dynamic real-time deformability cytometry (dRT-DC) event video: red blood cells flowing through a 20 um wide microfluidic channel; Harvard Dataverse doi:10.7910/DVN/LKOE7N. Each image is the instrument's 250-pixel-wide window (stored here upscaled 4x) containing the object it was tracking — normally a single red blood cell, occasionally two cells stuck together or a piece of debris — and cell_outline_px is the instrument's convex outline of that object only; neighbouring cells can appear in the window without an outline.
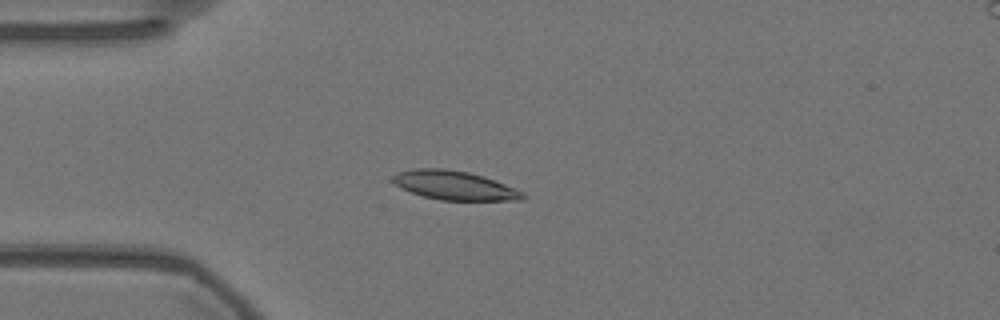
{"species": "Egyptian fruit bat (a non-hibernating species)", "species_latin": "Rousettus aegyptiacus", "temperature_condition": "warm", "stored_images_in_passage": 53, "camera_frame_rate_fps": 3000, "um_per_image_px": 0.085, "animal": {"sex": "female"}, "frame": {"image": 1, "passage_image": 11, "time_ms": 3.333, "image_size_px": [1000, 320], "cell_outline_px": [[528, 196], [520, 200], [440, 200], [424, 196], [400, 188], [392, 180], [392, 176], [396, 172], [412, 168], [444, 168], [468, 172], [484, 176], [516, 188], [524, 192]], "centroid_in_image_um": [38.63, 15.75], "position_along_channel_um": 46.4, "area_um2": 22.08}}
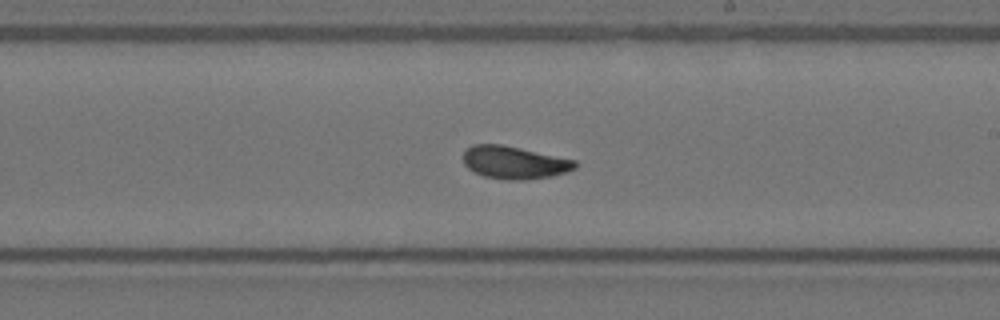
{"frame": {"image": 2, "passage_image": 29, "time_ms": 9.333, "image_size_px": [1000, 320], "cell_outline_px": [[576, 168], [552, 176], [524, 180], [504, 180], [484, 176], [468, 168], [464, 164], [464, 152], [472, 144], [500, 144], [520, 148], [576, 160]], "centroid_in_image_um": [43.71, 13.81], "position_along_channel_um": 245.3, "area_um2": 21.15}}
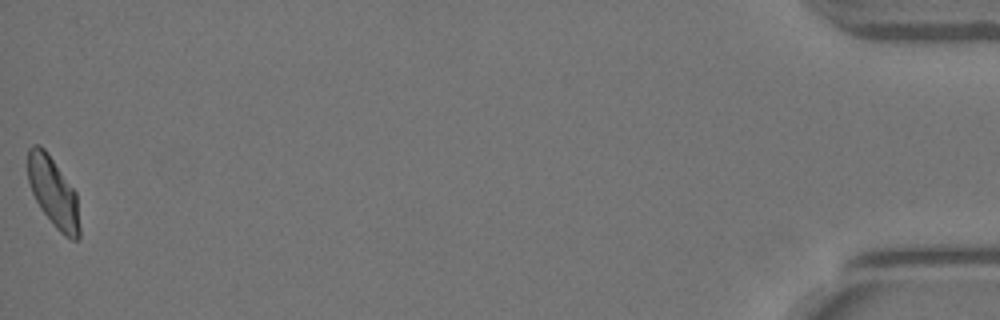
{"frame": {"image": 3, "passage_image": 53, "time_ms": 17.333, "image_size_px": [1000, 320], "cell_outline_px": [[80, 236], [76, 240], [72, 240], [64, 236], [56, 228], [40, 208], [32, 192], [28, 180], [28, 148], [32, 144], [40, 144], [48, 152], [76, 192], [80, 228]], "centroid_in_image_um": [4.53, 16.33], "position_along_channel_um": 430.7, "area_um2": 21.15}, "authors_computed_cell_mechanics": {"area_um2": 21.3282, "velocity_mm_per_s": 3.5656, "shape_relaxation_time_tau1_ms": 7.2189, "shape_relaxation_time_tau2_ms": 1.3996, "deformation_change_tau1": 0.1815, "deformation_change_tau2": 0.059}}